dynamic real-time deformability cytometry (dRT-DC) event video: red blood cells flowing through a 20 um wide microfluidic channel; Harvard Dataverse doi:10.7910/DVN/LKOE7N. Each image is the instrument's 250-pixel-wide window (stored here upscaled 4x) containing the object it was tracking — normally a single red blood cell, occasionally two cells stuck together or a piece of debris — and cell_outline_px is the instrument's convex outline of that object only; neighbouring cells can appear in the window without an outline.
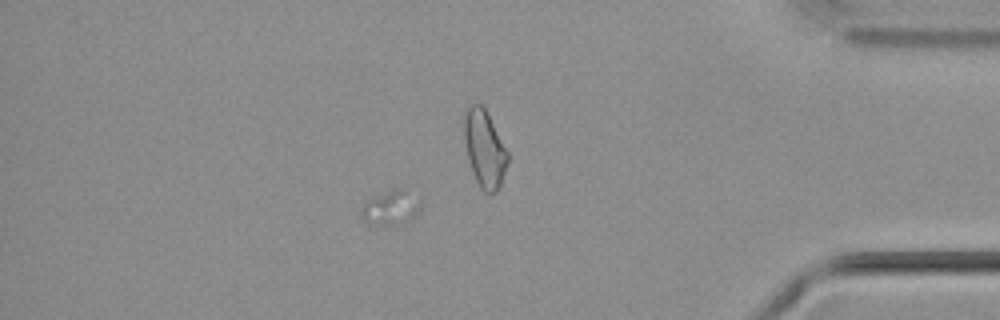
{"species": "common noctule bat (a hibernating species)", "species_latin": "Nyctalus noctula", "temperature_condition": "cold", "stored_images_in_passage": 57, "camera_frame_rate_fps": 3000, "um_per_image_px": 0.085, "animal": {"sex": "male", "body_mass_g": 21.5, "forearm_length_mm": 52.0}, "frame": {"image": 1, "passage_image": 49, "time_ms": 16.0, "image_size_px": [1000, 320], "cell_outline_px": [[420, 208], [412, 220], [400, 224], [368, 224], [360, 212], [360, 208], [368, 200], [392, 188], [404, 188], [420, 204]], "centroid_in_image_um": [33.2, 17.66], "position_along_channel_um": 402.0, "area_um2": 11.62}}